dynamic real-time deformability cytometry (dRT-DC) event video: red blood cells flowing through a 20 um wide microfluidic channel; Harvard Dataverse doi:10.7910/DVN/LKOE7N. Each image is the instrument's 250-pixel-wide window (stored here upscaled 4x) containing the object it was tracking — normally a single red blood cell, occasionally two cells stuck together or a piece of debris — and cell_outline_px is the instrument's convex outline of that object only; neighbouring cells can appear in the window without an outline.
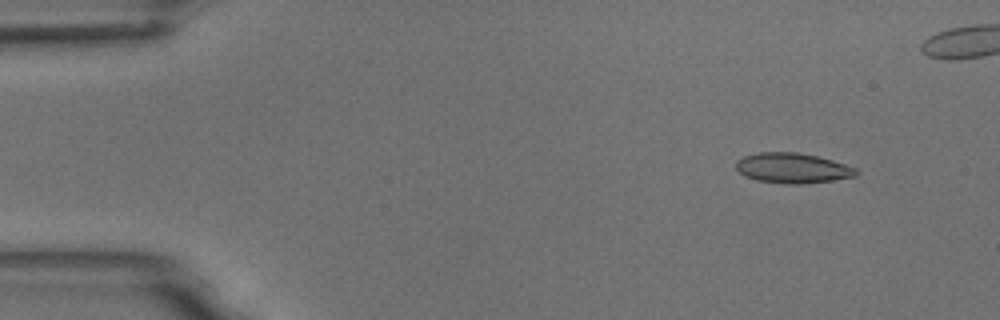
{"species": "common noctule bat (a hibernating species)", "species_latin": "Nyctalus noctula", "temperature_condition": "room temperature", "stored_images_in_passage": 4, "camera_frame_rate_fps": 3000, "um_per_image_px": 0.085, "animal": {"sex": "male", "body_mass_g": 18.8}, "frame": {"image": 1, "passage_image": 1, "time_ms": 0.0, "image_size_px": [1000, 320], "cell_outline_px": [[860, 172], [856, 176], [832, 180], [800, 184], [788, 184], [756, 180], [744, 176], [736, 168], [736, 160], [744, 156], [760, 152], [796, 152], [816, 156], [832, 160], [856, 168]], "centroid_in_image_um": [67.36, 14.29], "position_along_channel_um": 17.6, "area_um2": 21.04}}